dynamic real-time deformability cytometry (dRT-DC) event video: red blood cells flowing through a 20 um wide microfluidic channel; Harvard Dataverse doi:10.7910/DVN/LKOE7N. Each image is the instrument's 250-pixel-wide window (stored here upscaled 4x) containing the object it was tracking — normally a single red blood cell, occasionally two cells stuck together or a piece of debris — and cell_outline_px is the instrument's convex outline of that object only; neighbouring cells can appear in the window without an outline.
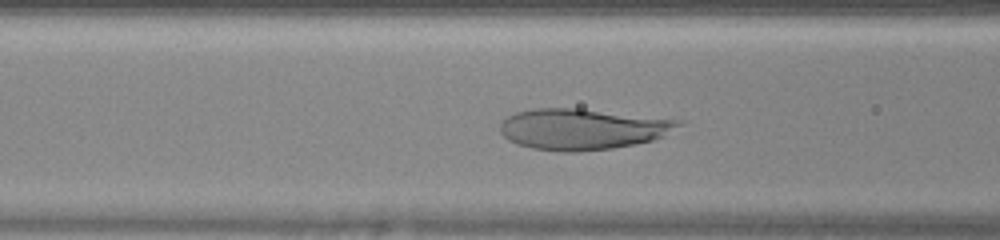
{"species": "human", "species_latin": "Homo sapiens", "temperature_condition": "warm", "stored_images_in_passage": 30, "camera_frame_rate_fps": 3000, "um_per_image_px": 0.085, "donor": {"sex": "female"}, "frame": {"image": 1, "passage_image": 7, "time_ms": 2.0, "image_size_px": [1000, 240], "cell_outline_px": [[684, 124], [664, 136], [652, 140], [612, 148], [576, 152], [564, 152], [532, 148], [516, 144], [508, 140], [500, 132], [500, 124], [508, 116], [516, 112], [532, 108], [580, 108], [676, 120]], "centroid_in_image_um": [49.45, 10.97], "position_along_channel_um": 117.1, "area_um2": 42.37}}
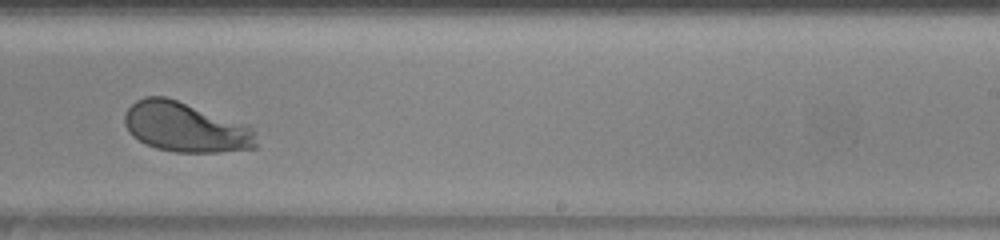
{"frame": {"image": 2, "passage_image": 18, "time_ms": 5.667, "image_size_px": [1000, 240], "cell_outline_px": [[256, 148], [220, 152], [176, 152], [156, 148], [132, 136], [128, 132], [124, 124], [124, 116], [128, 108], [136, 100], [144, 96], [164, 96], [248, 124], [256, 132]], "centroid_in_image_um": [15.78, 10.81], "position_along_channel_um": 273.2, "area_um2": 38.26}}
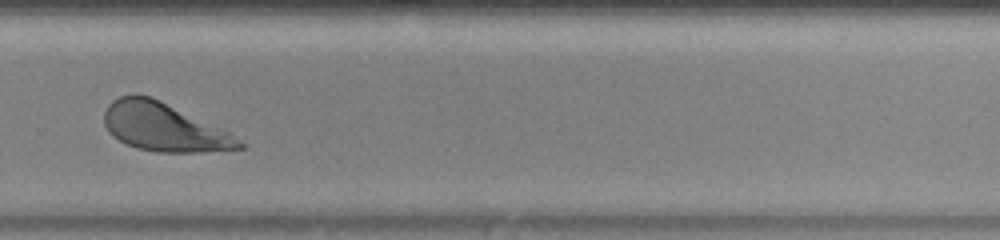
{"frame": {"image": 3, "passage_image": 21, "time_ms": 6.667, "image_size_px": [1000, 240], "cell_outline_px": [[244, 148], [200, 152], [156, 152], [136, 148], [112, 136], [108, 132], [104, 124], [104, 112], [108, 104], [112, 100], [120, 96], [152, 96], [228, 132], [244, 144]], "centroid_in_image_um": [13.88, 10.82], "position_along_channel_um": 315.9, "area_um2": 37.4}, "authors_computed_cell_mechanics": {"area_um2": 40.2577, "velocity_mm_per_s": 4.2638, "shape_relaxation_time_tau1_ms": 1.8099, "shape_relaxation_time_tau2_ms": null, "deformation_change_tau1": 0.1808, "deformation_change_tau2": null}}